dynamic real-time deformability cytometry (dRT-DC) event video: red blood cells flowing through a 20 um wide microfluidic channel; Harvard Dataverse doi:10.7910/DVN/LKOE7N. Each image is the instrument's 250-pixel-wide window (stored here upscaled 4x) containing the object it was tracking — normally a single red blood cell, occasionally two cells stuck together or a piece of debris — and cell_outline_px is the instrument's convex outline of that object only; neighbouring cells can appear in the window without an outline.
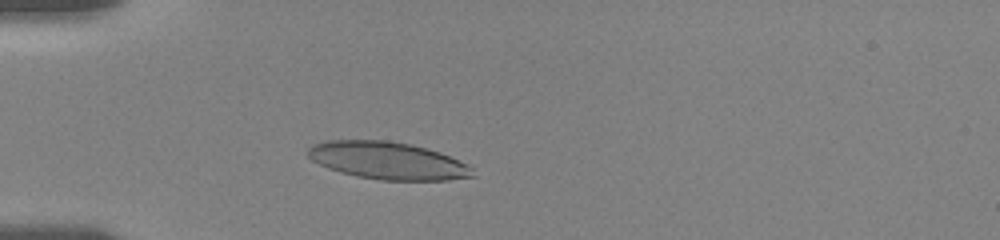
{"species": "human", "species_latin": "Homo sapiens", "temperature_condition": "room temperature", "stored_images_in_passage": 43, "camera_frame_rate_fps": 3000, "um_per_image_px": 0.085, "donor": {"sex": "female"}, "frame": {"image": 1, "passage_image": 10, "time_ms": 3.0, "image_size_px": [1000, 240], "cell_outline_px": [[476, 176], [448, 180], [380, 180], [356, 176], [340, 172], [328, 168], [312, 160], [308, 156], [308, 148], [312, 144], [328, 140], [388, 140], [412, 144], [440, 152], [468, 164], [472, 168]], "centroid_in_image_um": [32.97, 13.65], "position_along_channel_um": 52.0, "area_um2": 36.07}}
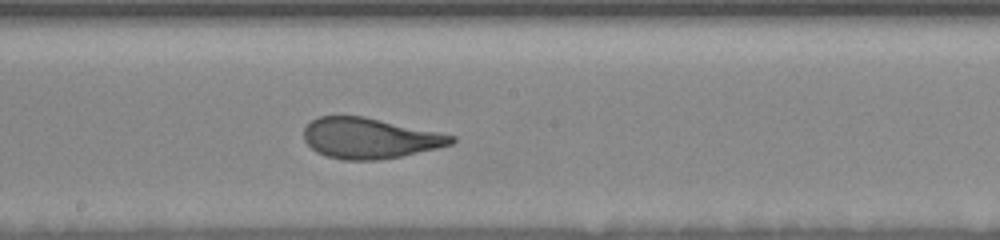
{"frame": {"image": 2, "passage_image": 25, "time_ms": 8.0, "image_size_px": [1000, 240], "cell_outline_px": [[456, 140], [452, 144], [436, 148], [400, 156], [380, 160], [344, 160], [328, 156], [316, 152], [304, 140], [304, 128], [312, 120], [320, 116], [364, 116], [440, 132], [456, 136]], "centroid_in_image_um": [31.43, 11.74], "position_along_channel_um": 216.8, "area_um2": 34.8}}
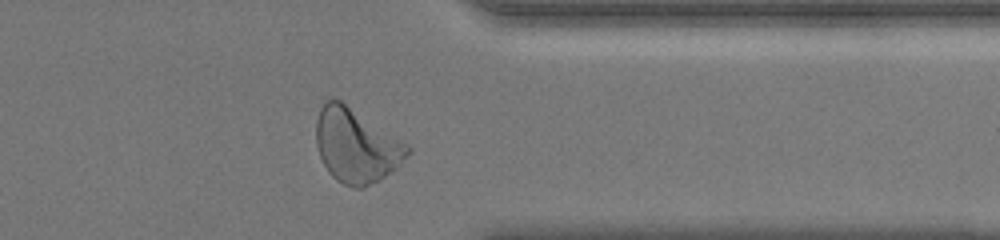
{"frame": {"image": 3, "passage_image": 39, "time_ms": 12.667, "image_size_px": [1000, 240], "cell_outline_px": [[412, 152], [392, 172], [364, 188], [356, 188], [344, 184], [336, 180], [328, 172], [320, 156], [316, 144], [316, 120], [320, 108], [328, 100], [340, 100], [412, 148]], "centroid_in_image_um": [30.26, 12.41], "position_along_channel_um": 381.1, "area_um2": 38.84}, "authors_computed_cell_mechanics": {"area_um2": 35.547, "velocity_mm_per_s": 3.5974, "shape_relaxation_time_tau1_ms": 4.234, "shape_relaxation_time_tau2_ms": null, "deformation_change_tau1": 0.189, "deformation_change_tau2": null}}